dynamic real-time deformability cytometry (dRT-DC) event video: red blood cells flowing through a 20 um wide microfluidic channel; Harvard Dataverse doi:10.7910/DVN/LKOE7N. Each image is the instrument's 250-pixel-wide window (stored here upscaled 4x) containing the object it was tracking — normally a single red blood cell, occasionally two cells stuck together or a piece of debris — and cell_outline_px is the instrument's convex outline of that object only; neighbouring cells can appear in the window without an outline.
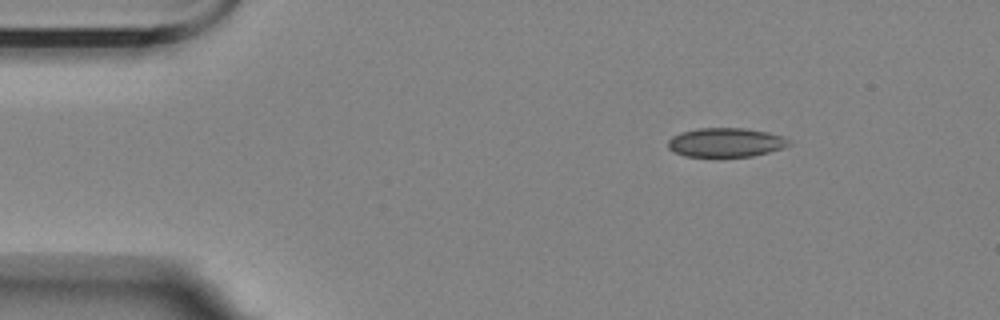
{"species": "Egyptian fruit bat (a non-hibernating species)", "species_latin": "Rousettus aegyptiacus", "temperature_condition": "room temperature", "stored_images_in_passage": 9, "camera_frame_rate_fps": 3000, "um_per_image_px": 0.085, "animal": {"sex": "female"}, "frame": {"image": 1, "passage_image": 1, "time_ms": 0.0, "image_size_px": [1000, 320], "cell_outline_px": [[792, 144], [784, 148], [752, 156], [684, 156], [668, 148], [668, 140], [672, 136], [680, 132], [700, 128], [744, 128], [768, 132], [784, 136], [792, 140]], "centroid_in_image_um": [61.74, 12.1], "position_along_channel_um": 23.3, "area_um2": 20.58}}
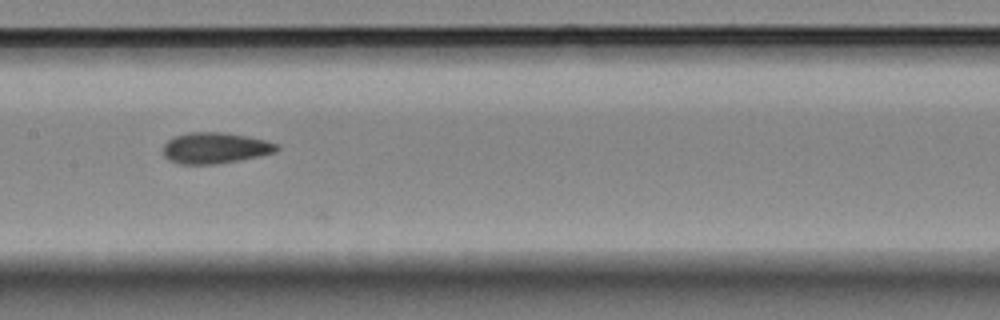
{"frame": {"image": 2, "passage_image": 6, "time_ms": 6.667, "image_size_px": [1000, 320], "cell_outline_px": [[280, 148], [276, 152], [260, 156], [216, 164], [180, 164], [168, 160], [164, 156], [164, 144], [168, 140], [176, 136], [188, 132], [224, 132], [248, 136], [280, 144]], "centroid_in_image_um": [18.31, 12.58], "position_along_channel_um": 189.1, "area_um2": 20.63}}
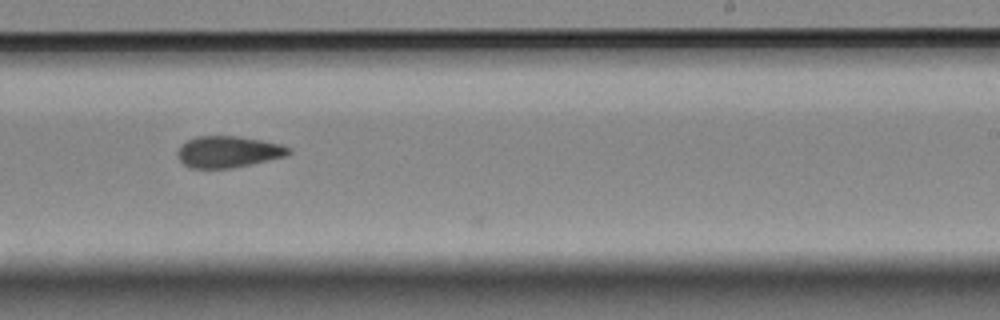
{"frame": {"image": 3, "passage_image": 8, "time_ms": 9.0, "image_size_px": [1000, 320], "cell_outline_px": [[292, 152], [284, 156], [252, 164], [232, 168], [188, 168], [180, 160], [176, 152], [188, 140], [196, 136], [240, 136], [264, 140], [280, 144], [292, 148]], "centroid_in_image_um": [19.42, 12.9], "position_along_channel_um": 269.6, "area_um2": 20.4}}